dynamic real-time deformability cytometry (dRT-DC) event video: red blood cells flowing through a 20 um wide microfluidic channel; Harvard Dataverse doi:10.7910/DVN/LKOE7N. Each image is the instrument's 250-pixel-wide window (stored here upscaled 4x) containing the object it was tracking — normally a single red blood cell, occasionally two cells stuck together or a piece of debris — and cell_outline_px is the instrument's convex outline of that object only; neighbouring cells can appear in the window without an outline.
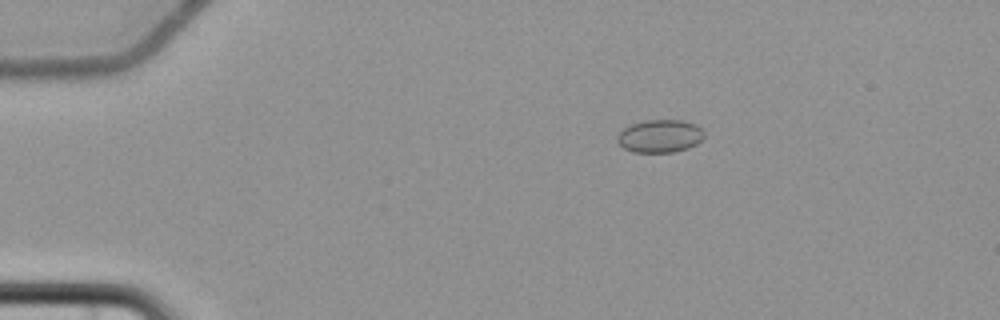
{"species": "common noctule bat (a hibernating species)", "species_latin": "Nyctalus noctula", "temperature_condition": "cold", "stored_images_in_passage": 3, "camera_frame_rate_fps": 3000, "um_per_image_px": 0.085, "animal": {"sex": "female", "body_mass_g": 22.7, "forearm_length_mm": 54.2}, "frame": {"image": 1, "passage_image": 1, "time_ms": 0.0, "image_size_px": [1000, 320], "cell_outline_px": [[704, 136], [696, 144], [688, 148], [672, 152], [632, 152], [624, 148], [616, 140], [616, 136], [624, 128], [632, 124], [644, 120], [680, 120], [696, 124], [704, 132]], "centroid_in_image_um": [56.08, 11.56], "position_along_channel_um": 28.9, "area_um2": 16.59}}
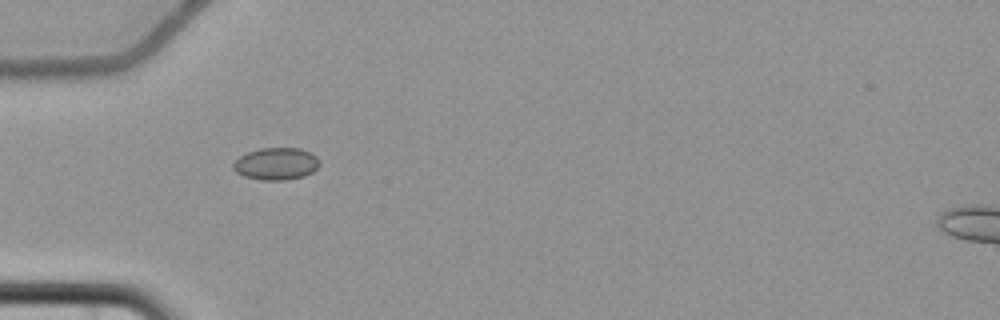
{"frame": {"image": 2, "passage_image": 3, "time_ms": 2.667, "image_size_px": [1000, 320], "cell_outline_px": [[320, 164], [312, 172], [304, 176], [284, 180], [260, 180], [244, 176], [236, 172], [232, 168], [232, 164], [240, 156], [248, 152], [260, 148], [300, 148], [316, 156], [320, 160]], "centroid_in_image_um": [23.46, 13.92], "position_along_channel_um": 61.5, "area_um2": 16.18}}